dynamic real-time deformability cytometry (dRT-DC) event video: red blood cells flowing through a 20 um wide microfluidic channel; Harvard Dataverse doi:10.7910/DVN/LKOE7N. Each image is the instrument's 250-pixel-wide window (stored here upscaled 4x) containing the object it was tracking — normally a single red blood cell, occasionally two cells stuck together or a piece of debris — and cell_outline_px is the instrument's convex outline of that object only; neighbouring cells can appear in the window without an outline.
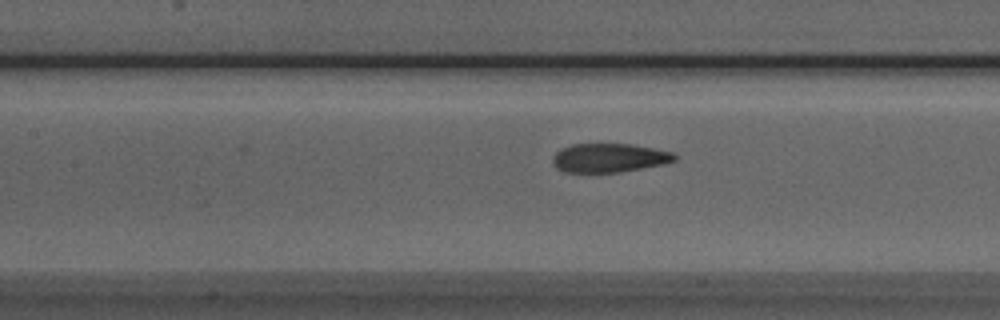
{"species": "Egyptian fruit bat (a non-hibernating species)", "species_latin": "Rousettus aegyptiacus", "temperature_condition": "room temperature", "stored_images_in_passage": 19, "camera_frame_rate_fps": 3000, "um_per_image_px": 0.085, "animal": {"sex": "male"}, "frame": {"image": 1, "passage_image": 8, "time_ms": 2.333, "image_size_px": [1000, 320], "cell_outline_px": [[676, 160], [664, 164], [620, 172], [564, 172], [556, 168], [552, 164], [552, 160], [556, 152], [560, 148], [572, 144], [632, 144], [676, 152]], "centroid_in_image_um": [51.79, 13.41], "position_along_channel_um": 155.6, "area_um2": 20.69}}
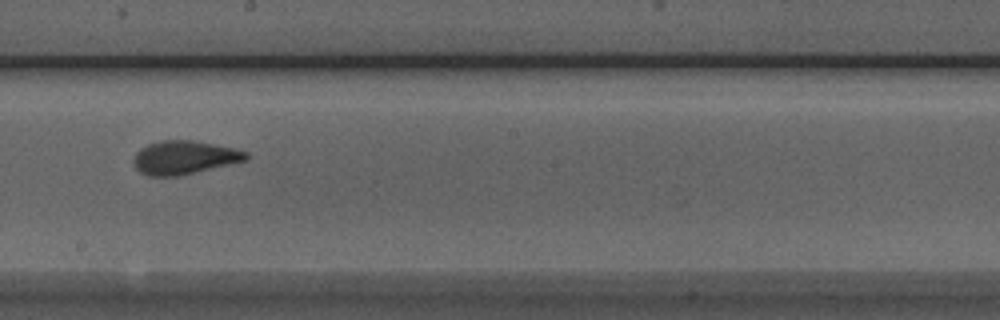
{"frame": {"image": 2, "passage_image": 14, "time_ms": 4.333, "image_size_px": [1000, 320], "cell_outline_px": [[248, 160], [180, 176], [148, 176], [140, 172], [132, 164], [132, 160], [136, 152], [140, 148], [148, 144], [160, 140], [192, 140], [232, 148], [248, 152]], "centroid_in_image_um": [15.63, 13.4], "position_along_channel_um": 232.6, "area_um2": 22.08}}
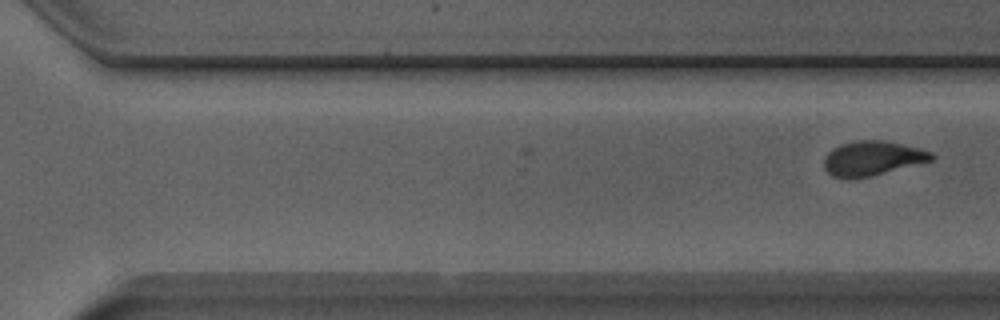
{"frame": {"image": 3, "passage_image": 19, "time_ms": 6.0, "image_size_px": [1000, 320], "cell_outline_px": [[936, 156], [932, 160], [872, 176], [848, 180], [832, 176], [824, 168], [824, 156], [832, 148], [840, 144], [852, 140], [884, 140], [932, 152]], "centroid_in_image_um": [74.09, 13.46], "position_along_channel_um": 296.5, "area_um2": 21.79}}